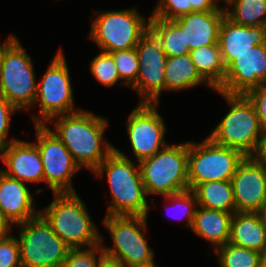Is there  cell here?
Listing matches in <instances>:
<instances>
[{"instance_id":"2e32d148","label":"cell","mask_w":266,"mask_h":267,"mask_svg":"<svg viewBox=\"0 0 266 267\" xmlns=\"http://www.w3.org/2000/svg\"><path fill=\"white\" fill-rule=\"evenodd\" d=\"M237 212H261L266 205V168L245 156L231 179Z\"/></svg>"},{"instance_id":"7bdbcfd3","label":"cell","mask_w":266,"mask_h":267,"mask_svg":"<svg viewBox=\"0 0 266 267\" xmlns=\"http://www.w3.org/2000/svg\"><path fill=\"white\" fill-rule=\"evenodd\" d=\"M260 213H261L263 220H264V223L266 225V205L263 207V209Z\"/></svg>"},{"instance_id":"836d02e7","label":"cell","mask_w":266,"mask_h":267,"mask_svg":"<svg viewBox=\"0 0 266 267\" xmlns=\"http://www.w3.org/2000/svg\"><path fill=\"white\" fill-rule=\"evenodd\" d=\"M0 267H22L19 242L12 233L0 238Z\"/></svg>"},{"instance_id":"3957f363","label":"cell","mask_w":266,"mask_h":267,"mask_svg":"<svg viewBox=\"0 0 266 267\" xmlns=\"http://www.w3.org/2000/svg\"><path fill=\"white\" fill-rule=\"evenodd\" d=\"M53 201L39 210L52 230L70 247L101 244V231L92 221L85 203L76 193H53Z\"/></svg>"},{"instance_id":"5bb4252c","label":"cell","mask_w":266,"mask_h":267,"mask_svg":"<svg viewBox=\"0 0 266 267\" xmlns=\"http://www.w3.org/2000/svg\"><path fill=\"white\" fill-rule=\"evenodd\" d=\"M139 59L136 83L131 87L140 97L139 103L160 104L165 91L166 53L159 40L148 30L135 47Z\"/></svg>"},{"instance_id":"d4e9b609","label":"cell","mask_w":266,"mask_h":267,"mask_svg":"<svg viewBox=\"0 0 266 267\" xmlns=\"http://www.w3.org/2000/svg\"><path fill=\"white\" fill-rule=\"evenodd\" d=\"M197 197V205L236 213L231 181H208L198 184L192 190Z\"/></svg>"},{"instance_id":"ab89813d","label":"cell","mask_w":266,"mask_h":267,"mask_svg":"<svg viewBox=\"0 0 266 267\" xmlns=\"http://www.w3.org/2000/svg\"><path fill=\"white\" fill-rule=\"evenodd\" d=\"M98 267H124V266L119 261H116L114 259L105 256L99 263Z\"/></svg>"},{"instance_id":"8d00e7d4","label":"cell","mask_w":266,"mask_h":267,"mask_svg":"<svg viewBox=\"0 0 266 267\" xmlns=\"http://www.w3.org/2000/svg\"><path fill=\"white\" fill-rule=\"evenodd\" d=\"M250 157L266 168V127L262 128L255 150Z\"/></svg>"},{"instance_id":"ffe728a7","label":"cell","mask_w":266,"mask_h":267,"mask_svg":"<svg viewBox=\"0 0 266 267\" xmlns=\"http://www.w3.org/2000/svg\"><path fill=\"white\" fill-rule=\"evenodd\" d=\"M226 16L224 6L210 11H194L174 21L185 33L190 50L218 43L219 28Z\"/></svg>"},{"instance_id":"e575fe53","label":"cell","mask_w":266,"mask_h":267,"mask_svg":"<svg viewBox=\"0 0 266 267\" xmlns=\"http://www.w3.org/2000/svg\"><path fill=\"white\" fill-rule=\"evenodd\" d=\"M19 110L8 102L3 96H0V148L17 140L16 137L7 138L11 126V116Z\"/></svg>"},{"instance_id":"4dcf8cb0","label":"cell","mask_w":266,"mask_h":267,"mask_svg":"<svg viewBox=\"0 0 266 267\" xmlns=\"http://www.w3.org/2000/svg\"><path fill=\"white\" fill-rule=\"evenodd\" d=\"M104 257L101 244L85 248H70L61 267H98Z\"/></svg>"},{"instance_id":"7c38bea8","label":"cell","mask_w":266,"mask_h":267,"mask_svg":"<svg viewBox=\"0 0 266 267\" xmlns=\"http://www.w3.org/2000/svg\"><path fill=\"white\" fill-rule=\"evenodd\" d=\"M43 164L44 182L53 193H76L72 178L81 168L72 155L46 125H34Z\"/></svg>"},{"instance_id":"4316f807","label":"cell","mask_w":266,"mask_h":267,"mask_svg":"<svg viewBox=\"0 0 266 267\" xmlns=\"http://www.w3.org/2000/svg\"><path fill=\"white\" fill-rule=\"evenodd\" d=\"M226 17L242 26H266V0H229Z\"/></svg>"},{"instance_id":"d6a6232c","label":"cell","mask_w":266,"mask_h":267,"mask_svg":"<svg viewBox=\"0 0 266 267\" xmlns=\"http://www.w3.org/2000/svg\"><path fill=\"white\" fill-rule=\"evenodd\" d=\"M192 12L190 0H158L150 18L174 20Z\"/></svg>"},{"instance_id":"74e56055","label":"cell","mask_w":266,"mask_h":267,"mask_svg":"<svg viewBox=\"0 0 266 267\" xmlns=\"http://www.w3.org/2000/svg\"><path fill=\"white\" fill-rule=\"evenodd\" d=\"M192 12L210 11L220 7L218 0H190Z\"/></svg>"},{"instance_id":"277c9868","label":"cell","mask_w":266,"mask_h":267,"mask_svg":"<svg viewBox=\"0 0 266 267\" xmlns=\"http://www.w3.org/2000/svg\"><path fill=\"white\" fill-rule=\"evenodd\" d=\"M148 216L105 215L103 225L112 237L113 246H101L106 257L119 261L124 267H146L155 264V252L148 245Z\"/></svg>"},{"instance_id":"1f68e13d","label":"cell","mask_w":266,"mask_h":267,"mask_svg":"<svg viewBox=\"0 0 266 267\" xmlns=\"http://www.w3.org/2000/svg\"><path fill=\"white\" fill-rule=\"evenodd\" d=\"M165 198L164 201H170L172 208H178V210L182 213L180 218H178L180 221H182V219H185V223L187 225V227H189L191 229L192 223H193V219H194V215H195V211L197 208V197L195 195V193L191 190H185L182 192H178L175 194H171V195H166L163 196ZM171 208V209H172ZM177 211V210H176ZM178 215V214H177ZM185 218H184V217ZM175 218V216H173ZM178 217V216H177Z\"/></svg>"},{"instance_id":"8fae6325","label":"cell","mask_w":266,"mask_h":267,"mask_svg":"<svg viewBox=\"0 0 266 267\" xmlns=\"http://www.w3.org/2000/svg\"><path fill=\"white\" fill-rule=\"evenodd\" d=\"M22 267H61L70 247L39 214L15 226Z\"/></svg>"},{"instance_id":"f546056e","label":"cell","mask_w":266,"mask_h":267,"mask_svg":"<svg viewBox=\"0 0 266 267\" xmlns=\"http://www.w3.org/2000/svg\"><path fill=\"white\" fill-rule=\"evenodd\" d=\"M90 73L105 87H113L120 82L119 73L112 56L101 51L90 62Z\"/></svg>"},{"instance_id":"d590c367","label":"cell","mask_w":266,"mask_h":267,"mask_svg":"<svg viewBox=\"0 0 266 267\" xmlns=\"http://www.w3.org/2000/svg\"><path fill=\"white\" fill-rule=\"evenodd\" d=\"M253 103L262 127H266V84L249 90L245 94Z\"/></svg>"},{"instance_id":"b9f144b4","label":"cell","mask_w":266,"mask_h":267,"mask_svg":"<svg viewBox=\"0 0 266 267\" xmlns=\"http://www.w3.org/2000/svg\"><path fill=\"white\" fill-rule=\"evenodd\" d=\"M260 267H266V250L261 253Z\"/></svg>"},{"instance_id":"f35d334b","label":"cell","mask_w":266,"mask_h":267,"mask_svg":"<svg viewBox=\"0 0 266 267\" xmlns=\"http://www.w3.org/2000/svg\"><path fill=\"white\" fill-rule=\"evenodd\" d=\"M11 229H13L11 224L4 218L0 210V238L9 235L12 231Z\"/></svg>"},{"instance_id":"e0dca14e","label":"cell","mask_w":266,"mask_h":267,"mask_svg":"<svg viewBox=\"0 0 266 267\" xmlns=\"http://www.w3.org/2000/svg\"><path fill=\"white\" fill-rule=\"evenodd\" d=\"M0 160L4 163L0 170L7 176L25 184L44 182L42 158L34 142L17 139L1 147Z\"/></svg>"},{"instance_id":"83f0119b","label":"cell","mask_w":266,"mask_h":267,"mask_svg":"<svg viewBox=\"0 0 266 267\" xmlns=\"http://www.w3.org/2000/svg\"><path fill=\"white\" fill-rule=\"evenodd\" d=\"M214 253L217 255L220 267H260V252L229 242L218 247Z\"/></svg>"},{"instance_id":"6da1fadb","label":"cell","mask_w":266,"mask_h":267,"mask_svg":"<svg viewBox=\"0 0 266 267\" xmlns=\"http://www.w3.org/2000/svg\"><path fill=\"white\" fill-rule=\"evenodd\" d=\"M108 122V118L80 109L55 116L45 125L62 141L81 169L93 172L115 149L104 136Z\"/></svg>"},{"instance_id":"30bf717a","label":"cell","mask_w":266,"mask_h":267,"mask_svg":"<svg viewBox=\"0 0 266 267\" xmlns=\"http://www.w3.org/2000/svg\"><path fill=\"white\" fill-rule=\"evenodd\" d=\"M244 157L240 150L219 145L208 136L199 143L188 141L189 189L208 181H231Z\"/></svg>"},{"instance_id":"52a82bcc","label":"cell","mask_w":266,"mask_h":267,"mask_svg":"<svg viewBox=\"0 0 266 267\" xmlns=\"http://www.w3.org/2000/svg\"><path fill=\"white\" fill-rule=\"evenodd\" d=\"M217 93L225 99L229 111L208 137L219 145L238 149L250 156L263 128L253 103L245 94Z\"/></svg>"},{"instance_id":"ba28073f","label":"cell","mask_w":266,"mask_h":267,"mask_svg":"<svg viewBox=\"0 0 266 267\" xmlns=\"http://www.w3.org/2000/svg\"><path fill=\"white\" fill-rule=\"evenodd\" d=\"M31 56L15 37L3 50L0 60V96L19 112L34 107L37 80Z\"/></svg>"},{"instance_id":"f6af8a7d","label":"cell","mask_w":266,"mask_h":267,"mask_svg":"<svg viewBox=\"0 0 266 267\" xmlns=\"http://www.w3.org/2000/svg\"><path fill=\"white\" fill-rule=\"evenodd\" d=\"M146 267H160V266H158V265H156V264H153V265L146 266Z\"/></svg>"},{"instance_id":"9a60e30c","label":"cell","mask_w":266,"mask_h":267,"mask_svg":"<svg viewBox=\"0 0 266 267\" xmlns=\"http://www.w3.org/2000/svg\"><path fill=\"white\" fill-rule=\"evenodd\" d=\"M262 84H266V43L237 55L226 67L223 83L215 91L246 94Z\"/></svg>"},{"instance_id":"7402d4cb","label":"cell","mask_w":266,"mask_h":267,"mask_svg":"<svg viewBox=\"0 0 266 267\" xmlns=\"http://www.w3.org/2000/svg\"><path fill=\"white\" fill-rule=\"evenodd\" d=\"M229 243L263 253L266 250V225L261 213H234Z\"/></svg>"},{"instance_id":"603a6c76","label":"cell","mask_w":266,"mask_h":267,"mask_svg":"<svg viewBox=\"0 0 266 267\" xmlns=\"http://www.w3.org/2000/svg\"><path fill=\"white\" fill-rule=\"evenodd\" d=\"M164 75L165 91H186L202 84L212 88L197 72L190 54L167 57Z\"/></svg>"},{"instance_id":"4fadbf2b","label":"cell","mask_w":266,"mask_h":267,"mask_svg":"<svg viewBox=\"0 0 266 267\" xmlns=\"http://www.w3.org/2000/svg\"><path fill=\"white\" fill-rule=\"evenodd\" d=\"M157 108L158 104L138 103L127 118L128 140L138 163L169 144L165 141L167 127Z\"/></svg>"},{"instance_id":"8992f818","label":"cell","mask_w":266,"mask_h":267,"mask_svg":"<svg viewBox=\"0 0 266 267\" xmlns=\"http://www.w3.org/2000/svg\"><path fill=\"white\" fill-rule=\"evenodd\" d=\"M139 167L147 196H166L188 190V142L168 144L140 161Z\"/></svg>"},{"instance_id":"cb8c5ba5","label":"cell","mask_w":266,"mask_h":267,"mask_svg":"<svg viewBox=\"0 0 266 267\" xmlns=\"http://www.w3.org/2000/svg\"><path fill=\"white\" fill-rule=\"evenodd\" d=\"M189 54L197 72L215 91L223 83L226 72L219 44L202 46L190 50Z\"/></svg>"},{"instance_id":"9c48e42d","label":"cell","mask_w":266,"mask_h":267,"mask_svg":"<svg viewBox=\"0 0 266 267\" xmlns=\"http://www.w3.org/2000/svg\"><path fill=\"white\" fill-rule=\"evenodd\" d=\"M64 51L60 47L54 55L48 69L37 82L34 106H40L39 114L33 115V125H45L51 118L70 114L82 108H76L70 71Z\"/></svg>"},{"instance_id":"ac0fdd59","label":"cell","mask_w":266,"mask_h":267,"mask_svg":"<svg viewBox=\"0 0 266 267\" xmlns=\"http://www.w3.org/2000/svg\"><path fill=\"white\" fill-rule=\"evenodd\" d=\"M0 210L14 227L39 215L33 193L27 184L0 170Z\"/></svg>"},{"instance_id":"44dd1931","label":"cell","mask_w":266,"mask_h":267,"mask_svg":"<svg viewBox=\"0 0 266 267\" xmlns=\"http://www.w3.org/2000/svg\"><path fill=\"white\" fill-rule=\"evenodd\" d=\"M233 214L197 206L191 230L200 238L207 240L215 251L229 242Z\"/></svg>"},{"instance_id":"d6986e66","label":"cell","mask_w":266,"mask_h":267,"mask_svg":"<svg viewBox=\"0 0 266 267\" xmlns=\"http://www.w3.org/2000/svg\"><path fill=\"white\" fill-rule=\"evenodd\" d=\"M266 43V26H242L223 18L218 36L221 57L227 67L239 54Z\"/></svg>"},{"instance_id":"ee69618b","label":"cell","mask_w":266,"mask_h":267,"mask_svg":"<svg viewBox=\"0 0 266 267\" xmlns=\"http://www.w3.org/2000/svg\"><path fill=\"white\" fill-rule=\"evenodd\" d=\"M219 1V3L222 1L224 4H226L229 0H218Z\"/></svg>"},{"instance_id":"7a4b0ae2","label":"cell","mask_w":266,"mask_h":267,"mask_svg":"<svg viewBox=\"0 0 266 267\" xmlns=\"http://www.w3.org/2000/svg\"><path fill=\"white\" fill-rule=\"evenodd\" d=\"M137 163L115 147L93 171L100 178L106 174L111 203L105 215L148 216L152 205L148 203Z\"/></svg>"},{"instance_id":"484cf974","label":"cell","mask_w":266,"mask_h":267,"mask_svg":"<svg viewBox=\"0 0 266 267\" xmlns=\"http://www.w3.org/2000/svg\"><path fill=\"white\" fill-rule=\"evenodd\" d=\"M149 30L159 40L167 57L183 56L190 53L185 33L174 20L150 18Z\"/></svg>"},{"instance_id":"f1b7e54d","label":"cell","mask_w":266,"mask_h":267,"mask_svg":"<svg viewBox=\"0 0 266 267\" xmlns=\"http://www.w3.org/2000/svg\"><path fill=\"white\" fill-rule=\"evenodd\" d=\"M117 67L121 82L120 86L132 87L137 80L139 59L135 48L109 52Z\"/></svg>"},{"instance_id":"5b68a950","label":"cell","mask_w":266,"mask_h":267,"mask_svg":"<svg viewBox=\"0 0 266 267\" xmlns=\"http://www.w3.org/2000/svg\"><path fill=\"white\" fill-rule=\"evenodd\" d=\"M88 37L103 52L135 48L149 30L150 17L138 12L137 6L112 11L95 10Z\"/></svg>"},{"instance_id":"60d3db41","label":"cell","mask_w":266,"mask_h":267,"mask_svg":"<svg viewBox=\"0 0 266 267\" xmlns=\"http://www.w3.org/2000/svg\"><path fill=\"white\" fill-rule=\"evenodd\" d=\"M16 36L15 35H8V37L6 38V40H4L1 44L0 42V60H1V55H2V52L3 50L8 46V44L15 38Z\"/></svg>"}]
</instances>
